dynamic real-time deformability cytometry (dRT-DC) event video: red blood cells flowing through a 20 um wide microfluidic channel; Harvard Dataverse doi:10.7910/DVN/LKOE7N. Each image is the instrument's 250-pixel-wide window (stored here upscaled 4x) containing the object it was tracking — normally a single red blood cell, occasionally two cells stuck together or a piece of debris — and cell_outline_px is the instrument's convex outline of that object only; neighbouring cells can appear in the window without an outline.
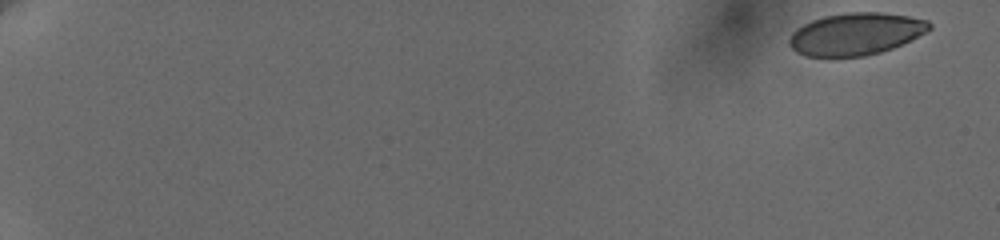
{"species": "human", "species_latin": "Homo sapiens", "temperature_condition": "cold", "stored_images_in_passage": 7, "camera_frame_rate_fps": 3000, "um_per_image_px": 0.085, "donor": {"sex": "female"}, "frame": {"image": 1, "passage_image": 1, "time_ms": 0.0, "image_size_px": [1000, 240], "cell_outline_px": [[932, 28], [892, 48], [880, 52], [864, 56], [804, 56], [796, 52], [788, 44], [788, 40], [792, 32], [796, 28], [812, 20], [824, 16], [848, 12], [884, 12], [908, 16], [928, 20], [932, 24]], "centroid_in_image_um": [72.7, 2.87], "position_along_channel_um": 12.3, "area_um2": 34.28}}